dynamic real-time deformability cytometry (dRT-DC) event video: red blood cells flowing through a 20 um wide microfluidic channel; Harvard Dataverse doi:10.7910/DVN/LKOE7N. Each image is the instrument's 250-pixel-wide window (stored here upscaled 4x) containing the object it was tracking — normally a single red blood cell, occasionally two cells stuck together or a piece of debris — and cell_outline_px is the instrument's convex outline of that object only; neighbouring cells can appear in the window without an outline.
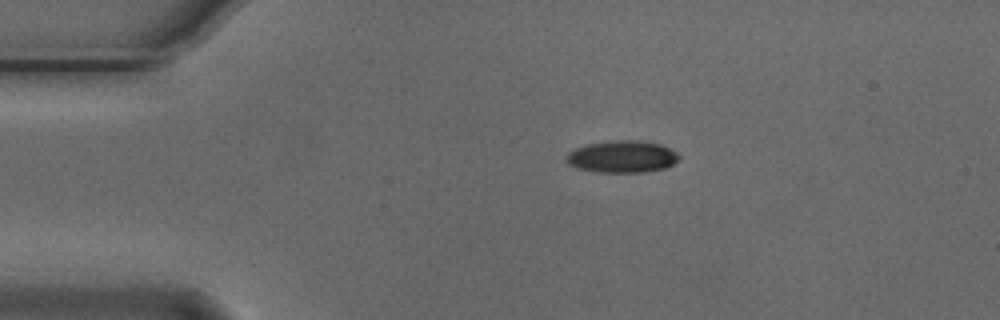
{"species": "Egyptian fruit bat (a non-hibernating species)", "species_latin": "Rousettus aegyptiacus", "temperature_condition": "cold", "stored_images_in_passage": 4, "camera_frame_rate_fps": 3000, "um_per_image_px": 0.085, "animal": {"sex": "male"}, "frame": {"image": 1, "passage_image": 1, "time_ms": 0.0, "image_size_px": [1000, 320], "cell_outline_px": [[680, 156], [672, 164], [664, 168], [644, 172], [600, 172], [580, 168], [568, 164], [564, 160], [564, 156], [568, 152], [576, 148], [588, 144], [616, 140], [640, 140], [660, 144], [676, 152]], "centroid_in_image_um": [52.85, 13.31], "position_along_channel_um": 32.2, "area_um2": 20.87}}
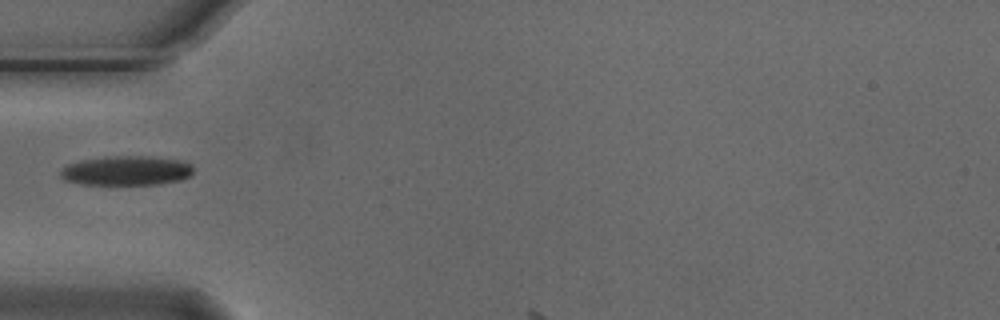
{"frame": {"image": 2, "passage_image": 3, "time_ms": 0.667, "image_size_px": [1000, 320], "cell_outline_px": [[192, 176], [180, 180], [160, 184], [80, 184], [64, 180], [60, 176], [60, 168], [68, 164], [80, 160], [104, 156], [148, 156], [184, 160], [192, 164]], "centroid_in_image_um": [10.75, 14.49], "position_along_channel_um": 74.3, "area_um2": 23.18}}